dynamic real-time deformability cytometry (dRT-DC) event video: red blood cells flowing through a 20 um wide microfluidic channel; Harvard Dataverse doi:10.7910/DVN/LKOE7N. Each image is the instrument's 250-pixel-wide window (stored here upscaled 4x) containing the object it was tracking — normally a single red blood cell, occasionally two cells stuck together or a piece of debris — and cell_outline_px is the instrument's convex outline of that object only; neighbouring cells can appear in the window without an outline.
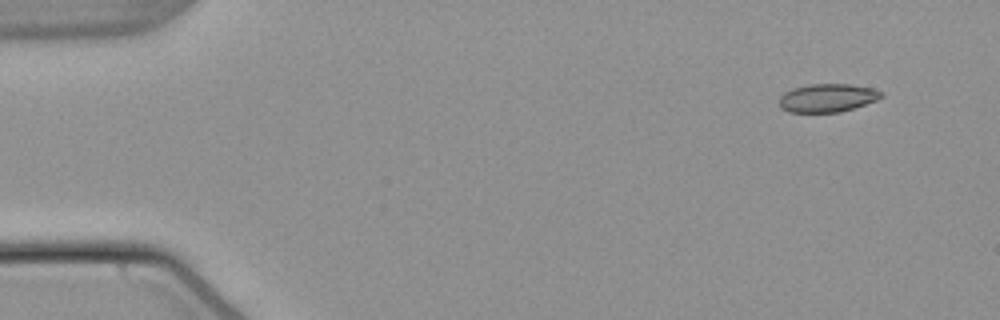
{"species": "common noctule bat (a hibernating species)", "species_latin": "Nyctalus noctula", "temperature_condition": "warm", "stored_images_in_passage": 11, "camera_frame_rate_fps": 3000, "um_per_image_px": 0.085, "animal": {"sex": "male", "body_mass_g": 21.5, "forearm_length_mm": 52.0}, "frame": {"image": 1, "passage_image": 1, "time_ms": 0.0, "image_size_px": [1000, 320], "cell_outline_px": [[884, 96], [876, 100], [840, 112], [788, 112], [780, 108], [780, 96], [784, 92], [792, 88], [808, 84], [852, 84], [872, 88], [884, 92]], "centroid_in_image_um": [70.32, 8.31], "position_along_channel_um": 14.7, "area_um2": 16.88}}